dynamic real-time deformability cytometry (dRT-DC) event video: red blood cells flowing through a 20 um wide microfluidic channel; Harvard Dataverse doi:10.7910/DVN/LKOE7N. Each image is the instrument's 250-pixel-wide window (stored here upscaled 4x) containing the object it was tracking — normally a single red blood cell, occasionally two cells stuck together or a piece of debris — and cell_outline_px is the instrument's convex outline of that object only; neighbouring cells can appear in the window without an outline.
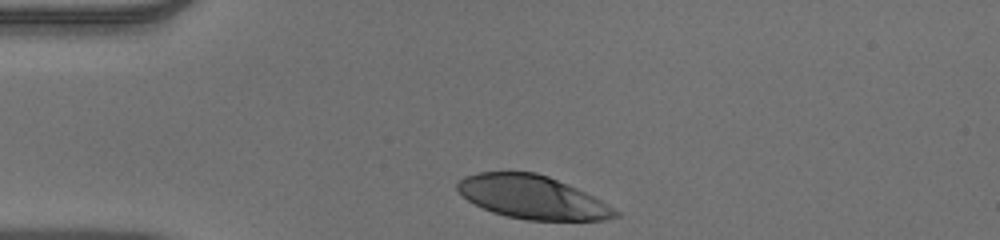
{"species": "human", "species_latin": "Homo sapiens", "temperature_condition": "warm", "stored_images_in_passage": 32, "camera_frame_rate_fps": 3000, "um_per_image_px": 0.085, "donor": {"sex": "male"}, "frame": {"image": 1, "passage_image": 1, "time_ms": 0.0, "image_size_px": [1000, 240], "cell_outline_px": [[620, 216], [604, 220], [528, 220], [508, 216], [492, 212], [468, 200], [456, 188], [456, 184], [464, 176], [480, 172], [536, 172], [548, 176], [568, 184], [600, 200], [620, 212]], "centroid_in_image_um": [45.26, 16.76], "position_along_channel_um": 39.7, "area_um2": 39.42}}
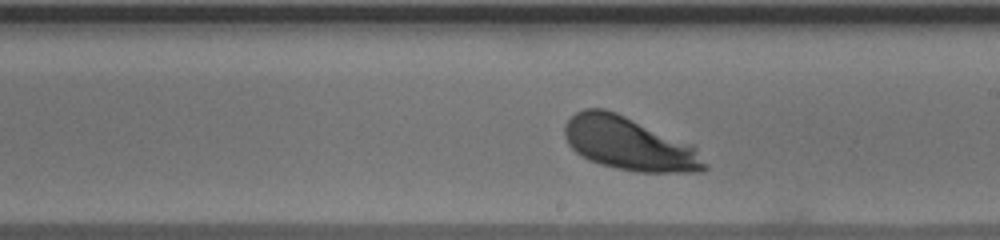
{"frame": {"image": 2, "passage_image": 19, "time_ms": 6.0, "image_size_px": [1000, 240], "cell_outline_px": [[708, 168], [700, 172], [636, 172], [600, 164], [588, 160], [576, 152], [568, 144], [564, 136], [564, 124], [576, 112], [584, 108], [604, 108], [616, 112], [692, 144], [696, 148], [708, 164]], "centroid_in_image_um": [53.48, 12.22], "position_along_channel_um": 235.5, "area_um2": 43.47}}
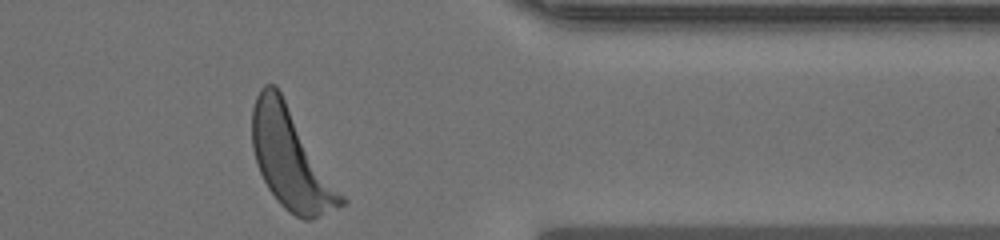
{"frame": {"image": 3, "passage_image": 32, "time_ms": 10.333, "image_size_px": [1000, 240], "cell_outline_px": [[348, 204], [312, 220], [304, 220], [288, 212], [280, 204], [268, 188], [256, 164], [252, 148], [252, 108], [256, 96], [260, 88], [264, 84], [276, 84], [348, 200]], "centroid_in_image_um": [24.75, 13.53], "position_along_channel_um": 386.6, "area_um2": 52.37}, "authors_computed_cell_mechanics": {"area_um2": 43.35, "velocity_mm_per_s": 3.818, "shape_relaxation_time_tau1_ms": null, "shape_relaxation_time_tau2_ms": 3.1086, "deformation_change_tau1": null, "deformation_change_tau2": 0.1154}}